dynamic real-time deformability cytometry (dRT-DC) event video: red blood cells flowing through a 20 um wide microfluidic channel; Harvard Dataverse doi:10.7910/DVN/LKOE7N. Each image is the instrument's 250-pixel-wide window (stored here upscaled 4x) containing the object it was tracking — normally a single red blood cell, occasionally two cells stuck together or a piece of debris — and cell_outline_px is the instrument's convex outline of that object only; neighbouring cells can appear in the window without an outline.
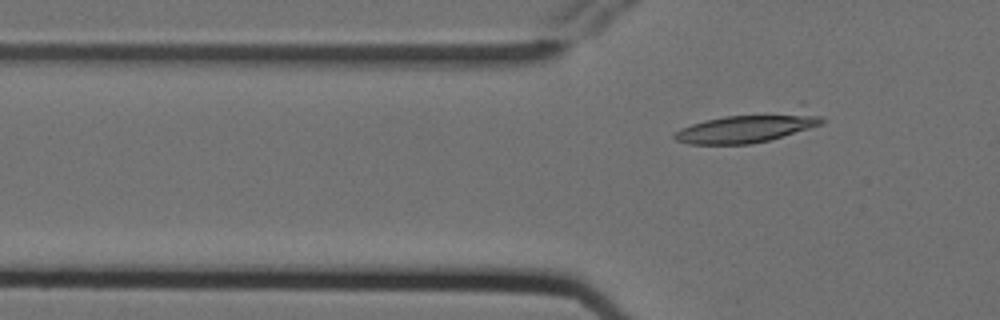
{"species": "Egyptian fruit bat (a non-hibernating species)", "species_latin": "Rousettus aegyptiacus", "temperature_condition": "cold", "stored_images_in_passage": 8, "segment_of_instrument_passage": [2, 2], "camera_frame_rate_fps": 3000, "um_per_image_px": 0.085, "animal": {"sex": "female"}, "frame": {"image": 1, "passage_image": 8, "time_ms": 2.333, "image_size_px": [1000, 320], "cell_outline_px": [[824, 124], [768, 140], [752, 144], [688, 144], [676, 140], [672, 136], [672, 132], [680, 128], [704, 120], [724, 116], [820, 116], [824, 120]], "centroid_in_image_um": [63.22, 10.98], "position_along_channel_um": 62.6, "area_um2": 22.77}}